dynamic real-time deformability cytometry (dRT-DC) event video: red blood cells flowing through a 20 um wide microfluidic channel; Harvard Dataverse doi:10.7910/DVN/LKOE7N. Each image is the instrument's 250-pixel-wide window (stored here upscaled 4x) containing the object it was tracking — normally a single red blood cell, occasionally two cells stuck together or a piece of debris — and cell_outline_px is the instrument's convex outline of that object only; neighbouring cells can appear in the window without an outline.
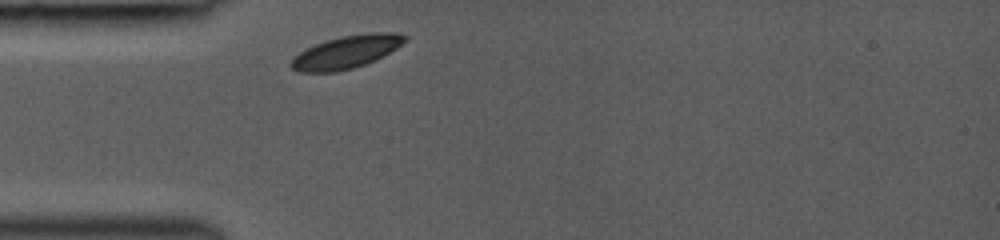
{"species": "common noctule bat (a hibernating species)", "species_latin": "Nyctalus noctula", "temperature_condition": "room temperature", "stored_images_in_passage": 1, "camera_frame_rate_fps": 3000, "um_per_image_px": 0.085, "animal": {"sex": "female", "body_mass_g": 19.0, "forearm_length_mm": 53.3}, "frame": {"image": 1, "passage_image": 1, "time_ms": 0.0, "image_size_px": [1000, 240], "cell_outline_px": [[408, 36], [396, 48], [376, 60], [352, 68], [336, 72], [300, 72], [292, 68], [288, 64], [300, 52], [316, 44], [340, 36], [372, 32], [392, 32]], "centroid_in_image_um": [29.43, 4.42], "position_along_channel_um": 55.6, "area_um2": 21.39}}